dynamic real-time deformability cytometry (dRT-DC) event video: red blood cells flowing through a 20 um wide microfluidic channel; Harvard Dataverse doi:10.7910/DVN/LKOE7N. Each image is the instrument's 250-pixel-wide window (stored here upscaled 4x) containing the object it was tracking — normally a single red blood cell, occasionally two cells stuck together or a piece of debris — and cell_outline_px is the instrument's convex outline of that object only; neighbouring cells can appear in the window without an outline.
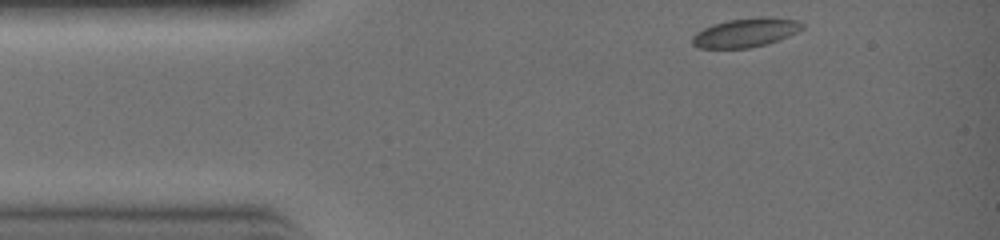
{"species": "common noctule bat (a hibernating species)", "species_latin": "Nyctalus noctula", "temperature_condition": "warm", "stored_images_in_passage": 3, "segment_of_instrument_passage": [2, 2], "camera_frame_rate_fps": 3000, "um_per_image_px": 0.085, "animal": {"sex": "female", "body_mass_g": 19.0, "forearm_length_mm": 51.5}, "frame": {"image": 1, "passage_image": 3, "time_ms": 0.667, "image_size_px": [1000, 240], "cell_outline_px": [[804, 28], [788, 36], [764, 44], [748, 48], [700, 48], [692, 44], [692, 36], [696, 32], [712, 24], [728, 20], [760, 16], [768, 16], [796, 20], [804, 24]], "centroid_in_image_um": [63.36, 2.75], "position_along_channel_um": 21.6, "area_um2": 18.5}}